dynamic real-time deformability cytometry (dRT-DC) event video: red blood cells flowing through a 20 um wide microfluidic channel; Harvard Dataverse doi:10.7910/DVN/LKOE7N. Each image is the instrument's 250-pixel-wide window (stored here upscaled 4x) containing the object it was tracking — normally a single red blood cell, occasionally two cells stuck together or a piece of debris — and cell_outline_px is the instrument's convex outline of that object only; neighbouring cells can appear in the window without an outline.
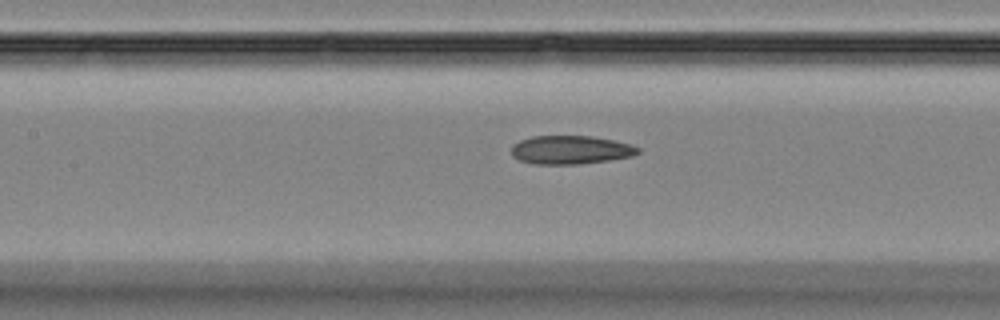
{"species": "Egyptian fruit bat (a non-hibernating species)", "species_latin": "Rousettus aegyptiacus", "temperature_condition": "room temperature", "stored_images_in_passage": 48, "camera_frame_rate_fps": 3000, "um_per_image_px": 0.085, "animal": {"sex": "female"}, "frame": {"image": 1, "passage_image": 22, "time_ms": 7.0, "image_size_px": [1000, 320], "cell_outline_px": [[640, 152], [632, 156], [608, 160], [580, 164], [532, 164], [520, 160], [512, 156], [512, 144], [520, 140], [532, 136], [592, 136], [632, 144], [640, 148]], "centroid_in_image_um": [48.5, 12.74], "position_along_channel_um": 158.9, "area_um2": 21.1}}
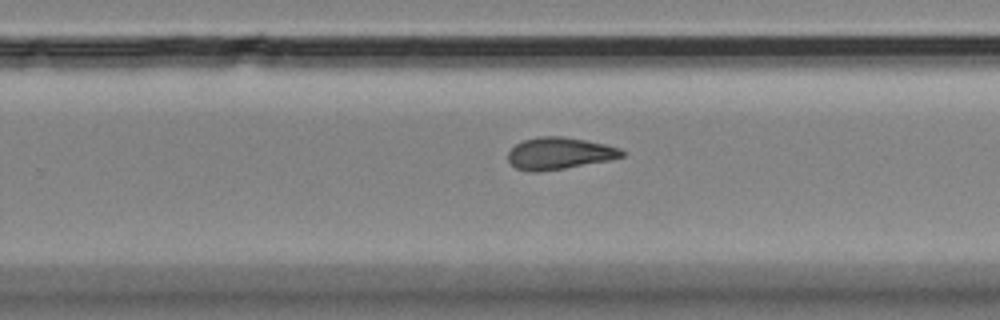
{"frame": {"image": 2, "passage_image": 31, "time_ms": 10.0, "image_size_px": [1000, 320], "cell_outline_px": [[624, 156], [612, 160], [540, 172], [528, 172], [516, 168], [508, 160], [508, 152], [516, 144], [524, 140], [540, 136], [564, 136], [604, 144], [620, 148], [624, 152]], "centroid_in_image_um": [47.54, 13.04], "position_along_channel_um": 282.3, "area_um2": 21.21}}
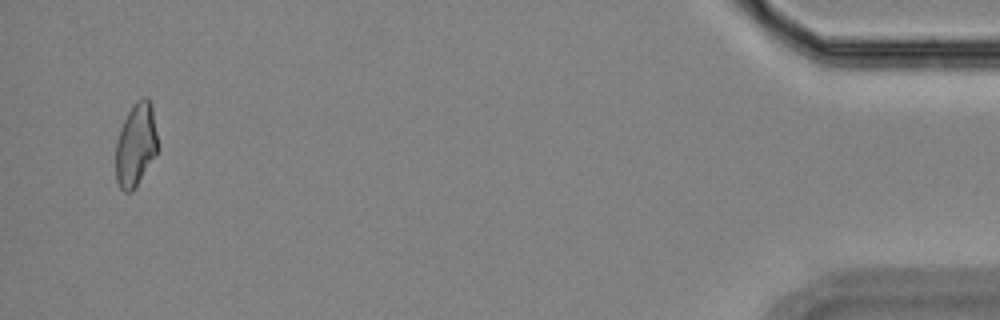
{"frame": {"image": 3, "passage_image": 47, "time_ms": 15.333, "image_size_px": [1000, 320], "cell_outline_px": [[160, 148], [156, 156], [132, 192], [124, 192], [120, 188], [116, 180], [116, 140], [120, 128], [132, 104], [136, 100], [144, 96], [148, 96], [152, 104]], "centroid_in_image_um": [11.58, 12.28], "position_along_channel_um": 423.6, "area_um2": 20.98}}